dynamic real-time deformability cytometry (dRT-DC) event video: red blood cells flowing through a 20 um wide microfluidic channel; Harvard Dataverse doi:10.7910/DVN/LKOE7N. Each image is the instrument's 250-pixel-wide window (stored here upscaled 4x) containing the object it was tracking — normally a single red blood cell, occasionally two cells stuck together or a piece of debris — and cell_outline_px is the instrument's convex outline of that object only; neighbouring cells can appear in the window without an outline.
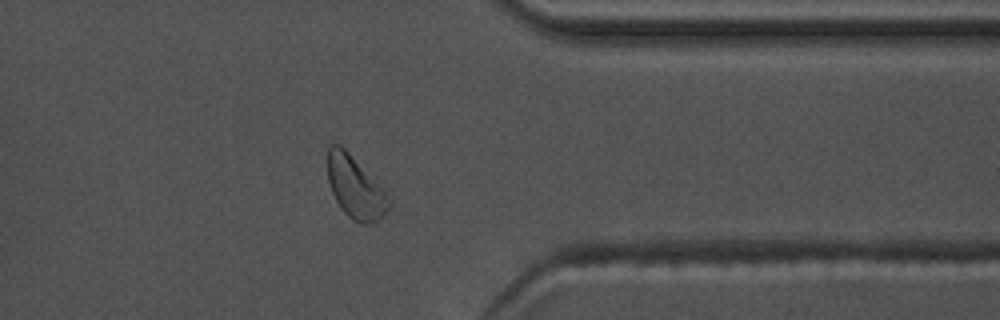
{"species": "common noctule bat (a hibernating species)", "species_latin": "Nyctalus noctula", "temperature_condition": "warm", "stored_images_in_passage": 40, "camera_frame_rate_fps": 3000, "um_per_image_px": 0.085, "animal": {"sex": "male", "body_mass_g": 17.5, "forearm_length_mm": 52.3}, "frame": {"image": 1, "passage_image": 29, "time_ms": 9.333, "image_size_px": [1000, 320], "cell_outline_px": [[392, 204], [388, 212], [376, 224], [360, 224], [352, 220], [340, 208], [332, 192], [328, 180], [328, 144], [340, 144], [384, 188]], "centroid_in_image_um": [30.24, 15.98], "position_along_channel_um": 381.2, "area_um2": 22.54}}
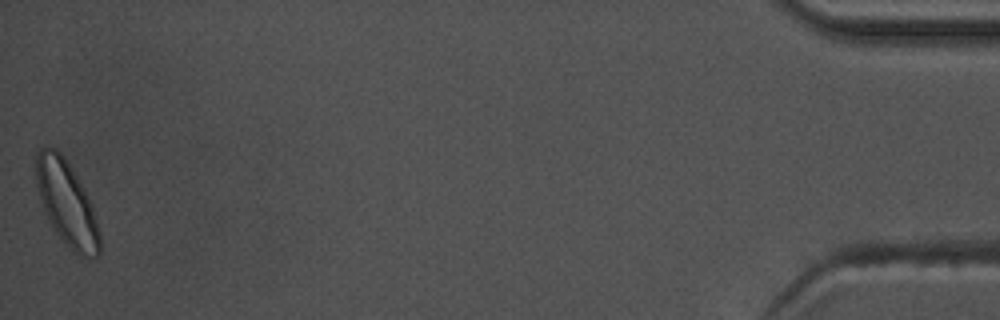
{"frame": {"image": 2, "passage_image": 40, "time_ms": 13.0, "image_size_px": [1000, 320], "cell_outline_px": [[100, 252], [96, 256], [80, 256], [72, 252], [56, 232], [48, 220], [40, 200], [36, 184], [36, 152], [40, 148], [56, 148], [60, 152], [76, 176], [92, 208], [100, 232]], "centroid_in_image_um": [5.64, 17.3], "position_along_channel_um": 429.6, "area_um2": 30.69}, "authors_computed_cell_mechanics": {"area_um2": 20.4901, "velocity_mm_per_s": 3.6716, "shape_relaxation_time_tau1_ms": 2.746, "shape_relaxation_time_tau2_ms": 3.4465, "deformation_change_tau1": 0.0863, "deformation_change_tau2": 0.0595}}